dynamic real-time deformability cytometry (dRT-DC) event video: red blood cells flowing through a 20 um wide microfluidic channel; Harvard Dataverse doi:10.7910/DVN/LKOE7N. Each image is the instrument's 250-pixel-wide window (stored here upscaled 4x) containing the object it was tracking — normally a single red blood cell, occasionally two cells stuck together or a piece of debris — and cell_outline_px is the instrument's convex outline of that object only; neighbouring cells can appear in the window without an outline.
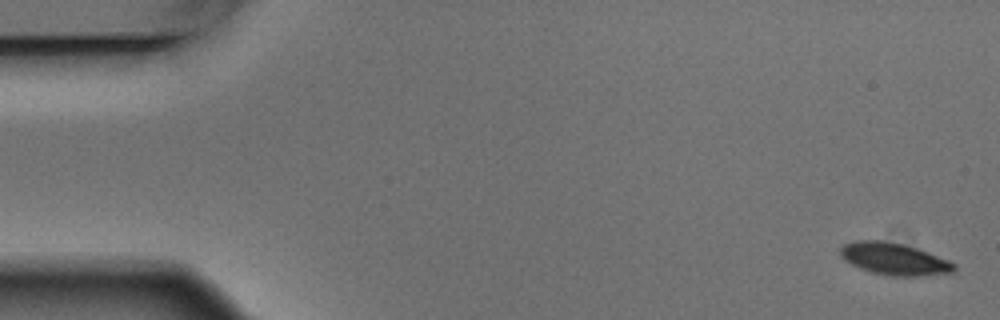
{"species": "Egyptian fruit bat (a non-hibernating species)", "species_latin": "Rousettus aegyptiacus", "temperature_condition": "warm", "stored_images_in_passage": 5, "camera_frame_rate_fps": 3000, "um_per_image_px": 0.085, "animal": {"sex": "male"}, "frame": {"image": 1, "passage_image": 1, "time_ms": 0.0, "image_size_px": [1000, 320], "cell_outline_px": [[956, 268], [952, 272], [916, 276], [888, 276], [872, 272], [860, 268], [844, 260], [840, 252], [840, 248], [844, 244], [856, 240], [884, 240], [904, 244], [928, 252], [948, 260], [956, 264]], "centroid_in_image_um": [75.99, 22.0], "position_along_channel_um": 9.0, "area_um2": 21.15}}
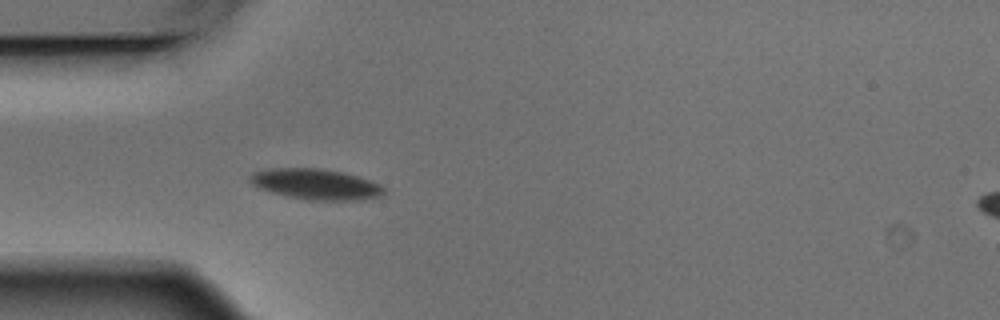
{"frame": {"image": 2, "passage_image": 5, "time_ms": 1.333, "image_size_px": [1000, 320], "cell_outline_px": [[388, 188], [380, 196], [360, 200], [308, 200], [288, 196], [256, 188], [248, 180], [248, 176], [252, 172], [272, 168], [324, 168], [344, 172], [380, 184]], "centroid_in_image_um": [26.83, 15.65], "position_along_channel_um": 58.2, "area_um2": 24.16}}